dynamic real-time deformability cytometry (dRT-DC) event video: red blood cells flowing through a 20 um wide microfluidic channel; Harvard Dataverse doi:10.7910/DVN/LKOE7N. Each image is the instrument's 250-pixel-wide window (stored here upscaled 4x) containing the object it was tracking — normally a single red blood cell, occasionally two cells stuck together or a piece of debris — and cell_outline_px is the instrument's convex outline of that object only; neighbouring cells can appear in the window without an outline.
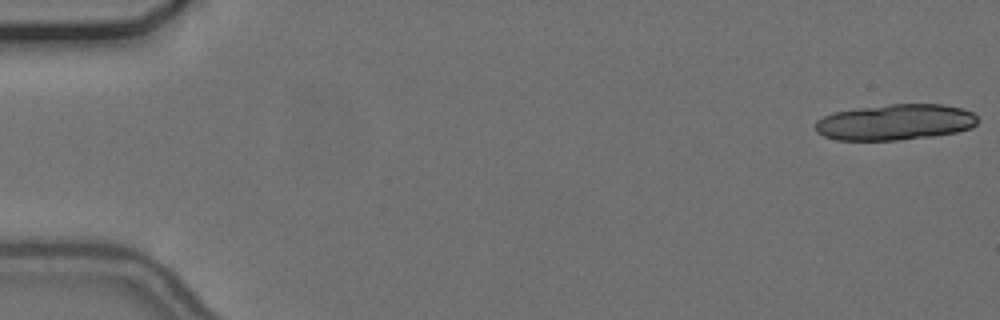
{"species": "common noctule bat (a hibernating species)", "species_latin": "Nyctalus noctula", "temperature_condition": "cold", "stored_images_in_passage": 18, "camera_frame_rate_fps": 3000, "um_per_image_px": 0.085, "animal": {"sex": "female", "body_mass_g": 24.6, "forearm_length_mm": 56.2}, "frame": {"image": 1, "passage_image": 1, "time_ms": 0.0, "image_size_px": [1000, 320], "cell_outline_px": [[980, 120], [972, 128], [956, 132], [932, 136], [896, 140], [836, 140], [824, 136], [816, 132], [816, 120], [832, 112], [888, 104], [944, 104], [964, 108], [972, 112]], "centroid_in_image_um": [76.12, 10.38], "position_along_channel_um": 8.9, "area_um2": 34.16}}